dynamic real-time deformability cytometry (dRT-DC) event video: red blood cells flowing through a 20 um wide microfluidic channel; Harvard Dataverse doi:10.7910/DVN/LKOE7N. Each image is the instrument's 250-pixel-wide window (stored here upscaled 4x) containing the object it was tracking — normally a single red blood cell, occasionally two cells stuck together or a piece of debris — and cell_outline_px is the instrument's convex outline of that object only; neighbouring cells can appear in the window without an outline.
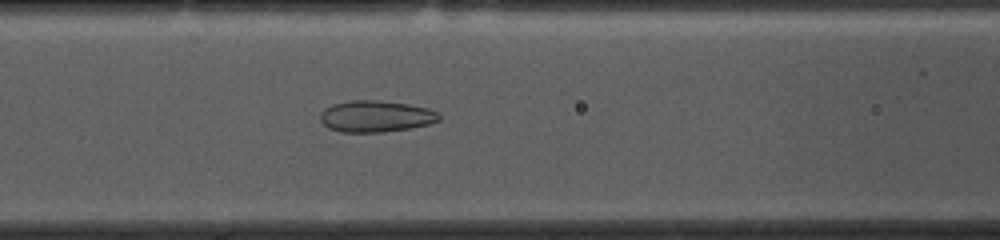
{"species": "common noctule bat (a hibernating species)", "species_latin": "Nyctalus noctula", "temperature_condition": "cold", "stored_images_in_passage": 52, "camera_frame_rate_fps": 3000, "um_per_image_px": 0.085, "animal": {"sex": "female", "body_mass_g": 10.0, "forearm_length_mm": 53.1}, "frame": {"image": 1, "passage_image": 20, "time_ms": 6.333, "image_size_px": [1000, 240], "cell_outline_px": [[440, 120], [432, 124], [412, 128], [384, 132], [340, 132], [328, 128], [320, 120], [320, 112], [324, 108], [332, 104], [352, 100], [376, 100], [408, 104], [428, 108], [436, 112], [440, 116]], "centroid_in_image_um": [31.94, 9.89], "position_along_channel_um": 134.7, "area_um2": 22.02}}
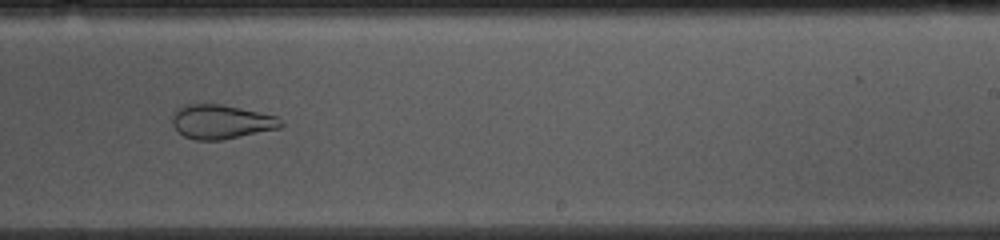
{"frame": {"image": 2, "passage_image": 31, "time_ms": 10.0, "image_size_px": [1000, 240], "cell_outline_px": [[284, 124], [280, 128], [220, 140], [196, 140], [184, 136], [172, 124], [172, 116], [176, 108], [188, 104], [220, 104], [240, 108], [276, 116]], "centroid_in_image_um": [18.78, 10.35], "position_along_channel_um": 270.2, "area_um2": 21.39}}
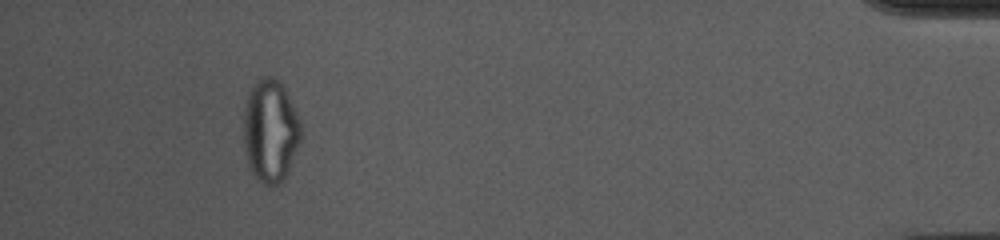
{"frame": {"image": 3, "passage_image": 48, "time_ms": 15.667, "image_size_px": [1000, 240], "cell_outline_px": [[300, 140], [288, 172], [284, 180], [276, 184], [264, 184], [256, 180], [248, 164], [244, 148], [244, 104], [252, 84], [256, 80], [264, 76], [272, 76], [284, 88], [300, 120]], "centroid_in_image_um": [22.95, 11.12], "position_along_channel_um": 412.2, "area_um2": 34.22}, "authors_computed_cell_mechanics": {"area_um2": 27.9174, "velocity_mm_per_s": 3.7054, "shape_relaxation_time_tau1_ms": null, "shape_relaxation_time_tau2_ms": 1.8908, "deformation_change_tau1": null, "deformation_change_tau2": 0.0808}}